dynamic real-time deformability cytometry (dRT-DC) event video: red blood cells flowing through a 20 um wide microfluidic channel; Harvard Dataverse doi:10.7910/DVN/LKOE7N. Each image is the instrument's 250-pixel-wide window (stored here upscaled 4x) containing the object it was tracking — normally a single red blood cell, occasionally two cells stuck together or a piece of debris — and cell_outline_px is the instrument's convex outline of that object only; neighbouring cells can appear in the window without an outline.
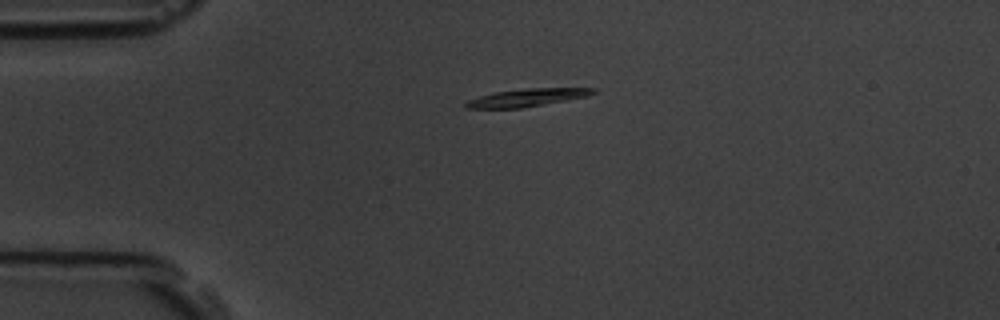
{"species": "common noctule bat (a hibernating species)", "species_latin": "Nyctalus noctula", "temperature_condition": "room temperature", "stored_images_in_passage": 3, "camera_frame_rate_fps": 3000, "um_per_image_px": 0.085, "animal": {"sex": "male", "body_mass_g": 19.5, "forearm_length_mm": 54.6}, "frame": {"image": 1, "passage_image": 1, "time_ms": 0.0, "image_size_px": [1000, 320], "cell_outline_px": [[600, 88], [596, 92], [588, 96], [520, 108], [464, 108], [464, 104], [468, 100], [492, 92], [524, 88]], "centroid_in_image_um": [44.79, 8.28], "position_along_channel_um": 40.2, "area_um2": 13.12}}
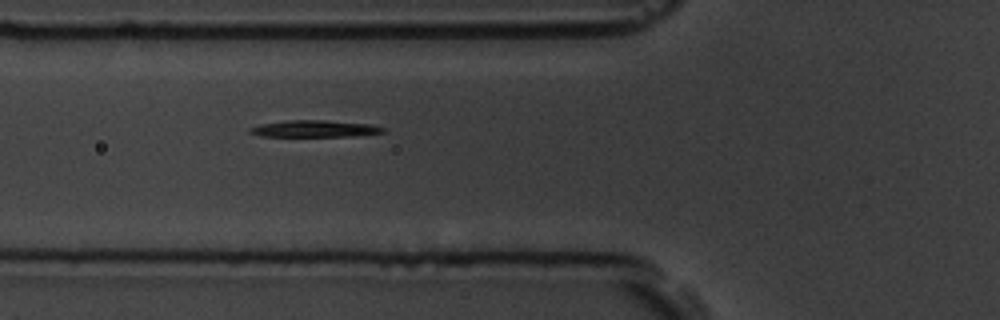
{"frame": {"image": 2, "passage_image": 3, "time_ms": 2.333, "image_size_px": [1000, 320], "cell_outline_px": [[384, 132], [352, 136], [260, 136], [248, 132], [248, 128], [260, 124], [288, 120], [324, 120], [372, 124], [384, 128]], "centroid_in_image_um": [26.7, 10.93], "position_along_channel_um": 99.1, "area_um2": 12.95}}